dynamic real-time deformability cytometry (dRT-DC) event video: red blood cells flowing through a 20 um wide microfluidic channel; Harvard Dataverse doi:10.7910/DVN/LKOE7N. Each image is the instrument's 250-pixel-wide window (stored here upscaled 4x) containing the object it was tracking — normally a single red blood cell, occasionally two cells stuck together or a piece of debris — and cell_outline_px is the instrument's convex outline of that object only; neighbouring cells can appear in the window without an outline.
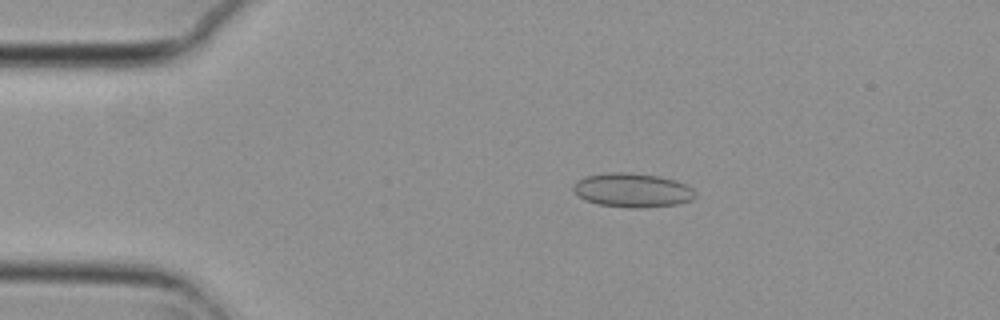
{"species": "common noctule bat (a hibernating species)", "species_latin": "Nyctalus noctula", "temperature_condition": "cold", "stored_images_in_passage": 55, "camera_frame_rate_fps": 3000, "um_per_image_px": 0.085, "animal": {"sex": "female", "body_mass_g": 29.2, "forearm_length_mm": 56.3}, "frame": {"image": 1, "passage_image": 11, "time_ms": 3.333, "image_size_px": [1000, 320], "cell_outline_px": [[696, 196], [692, 200], [680, 204], [644, 208], [628, 208], [600, 204], [584, 200], [572, 188], [576, 180], [584, 176], [608, 172], [628, 172], [660, 176], [676, 180], [692, 188], [696, 192]], "centroid_in_image_um": [53.78, 16.16], "position_along_channel_um": 31.2, "area_um2": 24.51}}
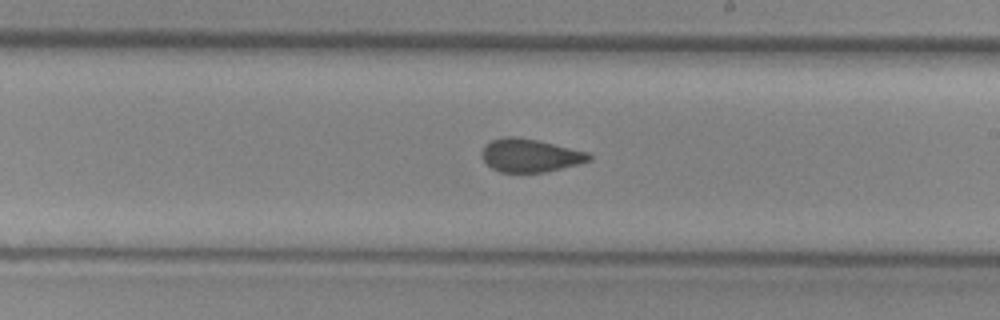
{"frame": {"image": 2, "passage_image": 32, "time_ms": 10.333, "image_size_px": [1000, 320], "cell_outline_px": [[592, 160], [580, 164], [544, 172], [500, 172], [492, 168], [484, 160], [480, 152], [492, 140], [504, 136], [516, 136], [536, 140], [588, 152], [592, 156]], "centroid_in_image_um": [45.08, 13.21], "position_along_channel_um": 243.9, "area_um2": 20.58}}
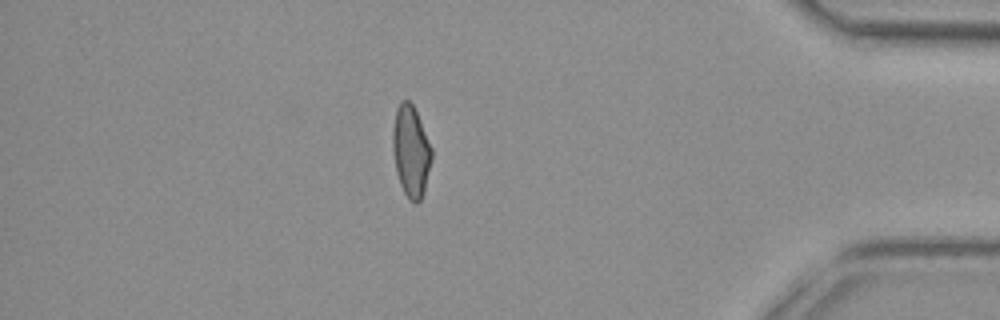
{"frame": {"image": 3, "passage_image": 48, "time_ms": 15.667, "image_size_px": [1000, 320], "cell_outline_px": [[432, 160], [424, 192], [420, 200], [416, 204], [408, 200], [400, 184], [396, 172], [392, 148], [392, 128], [396, 108], [400, 100], [408, 100], [412, 104], [416, 112], [432, 148]], "centroid_in_image_um": [34.91, 12.87], "position_along_channel_um": 400.3, "area_um2": 20.92}, "authors_computed_cell_mechanics": {"area_um2": 21.4438, "velocity_mm_per_s": 3.7158, "shape_relaxation_time_tau1_ms": null, "shape_relaxation_time_tau2_ms": 1.6069, "deformation_change_tau1": null, "deformation_change_tau2": 0.064}}